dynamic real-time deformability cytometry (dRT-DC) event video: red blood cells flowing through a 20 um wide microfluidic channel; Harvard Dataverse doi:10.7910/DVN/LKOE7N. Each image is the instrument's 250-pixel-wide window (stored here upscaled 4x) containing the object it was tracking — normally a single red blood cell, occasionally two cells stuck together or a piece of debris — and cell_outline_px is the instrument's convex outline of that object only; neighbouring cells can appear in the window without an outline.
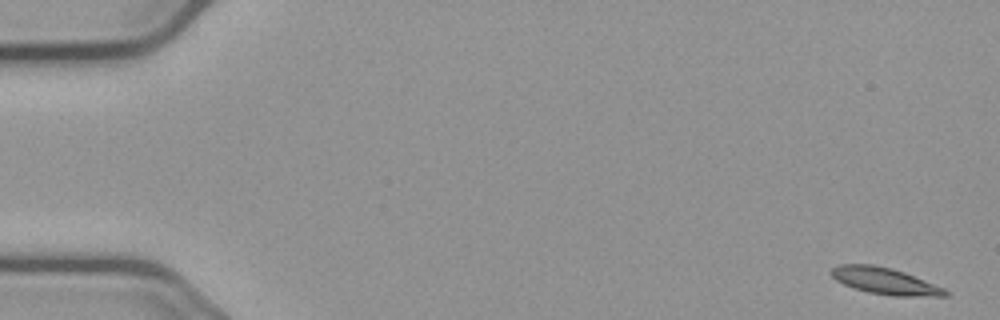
{"species": "common noctule bat (a hibernating species)", "species_latin": "Nyctalus noctula", "temperature_condition": "cold", "stored_images_in_passage": 56, "camera_frame_rate_fps": 3000, "um_per_image_px": 0.085, "animal": {"sex": "male", "body_mass_g": 23.1, "forearm_length_mm": 52.7}, "frame": {"image": 1, "passage_image": 1, "time_ms": 0.0, "image_size_px": [1000, 320], "cell_outline_px": [[948, 296], [892, 296], [868, 292], [852, 288], [836, 280], [828, 272], [832, 268], [840, 264], [872, 264], [892, 268], [904, 272], [944, 288], [948, 292]], "centroid_in_image_um": [75.18, 23.88], "position_along_channel_um": 9.8, "area_um2": 17.69}}
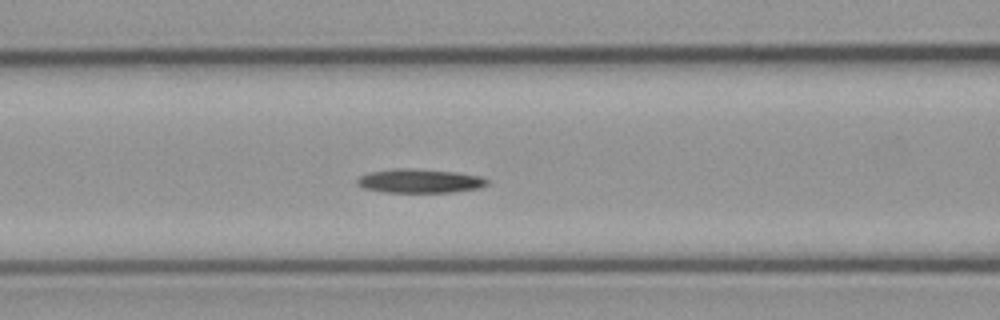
{"frame": {"image": 2, "passage_image": 23, "time_ms": 7.333, "image_size_px": [1000, 320], "cell_outline_px": [[488, 184], [480, 188], [452, 192], [384, 192], [364, 188], [356, 184], [356, 180], [360, 176], [368, 172], [392, 168], [408, 168], [456, 172], [480, 176], [488, 180]], "centroid_in_image_um": [35.65, 15.37], "position_along_channel_um": 131.0, "area_um2": 18.21}}
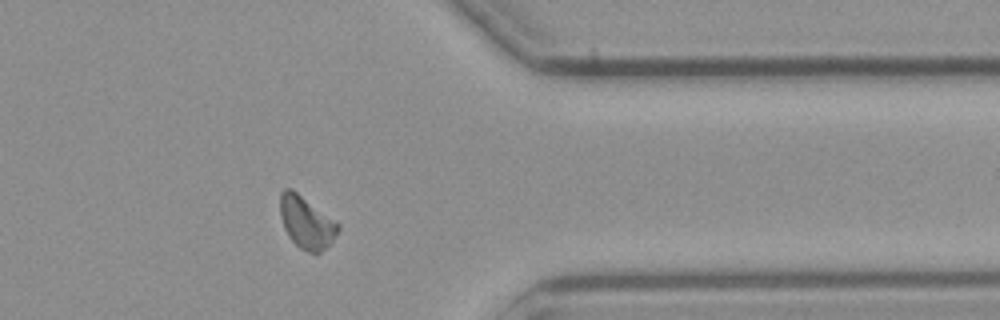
{"frame": {"image": 3, "passage_image": 45, "time_ms": 14.667, "image_size_px": [1000, 320], "cell_outline_px": [[340, 228], [332, 240], [316, 256], [300, 248], [288, 236], [284, 228], [280, 216], [280, 192], [284, 188], [292, 188], [340, 224]], "centroid_in_image_um": [26.02, 18.9], "position_along_channel_um": 385.4, "area_um2": 17.63}}